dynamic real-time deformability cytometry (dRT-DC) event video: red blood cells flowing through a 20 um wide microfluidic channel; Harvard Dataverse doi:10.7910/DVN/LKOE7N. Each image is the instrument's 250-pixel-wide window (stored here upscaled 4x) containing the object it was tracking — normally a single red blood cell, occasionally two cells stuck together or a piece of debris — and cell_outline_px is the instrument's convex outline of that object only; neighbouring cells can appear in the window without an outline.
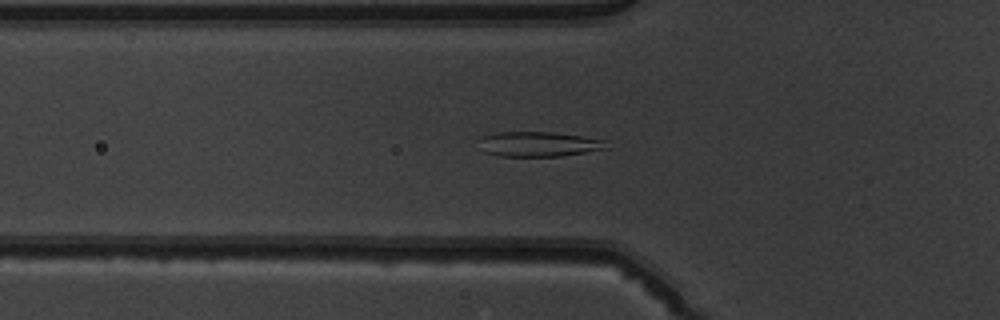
{"species": "common noctule bat (a hibernating species)", "species_latin": "Nyctalus noctula", "temperature_condition": "warm", "stored_images_in_passage": 34, "camera_frame_rate_fps": 3000, "um_per_image_px": 0.085, "animal": {"sex": "male", "body_mass_g": 19.5, "forearm_length_mm": 54.6}, "frame": {"image": 1, "passage_image": 6, "time_ms": 1.667, "image_size_px": [1000, 320], "cell_outline_px": [[612, 148], [560, 156], [500, 156], [484, 152], [480, 140], [480, 136], [496, 132], [552, 132], [580, 136], [604, 140]], "centroid_in_image_um": [45.81, 12.25], "position_along_channel_um": 80.0, "area_um2": 18.5}}
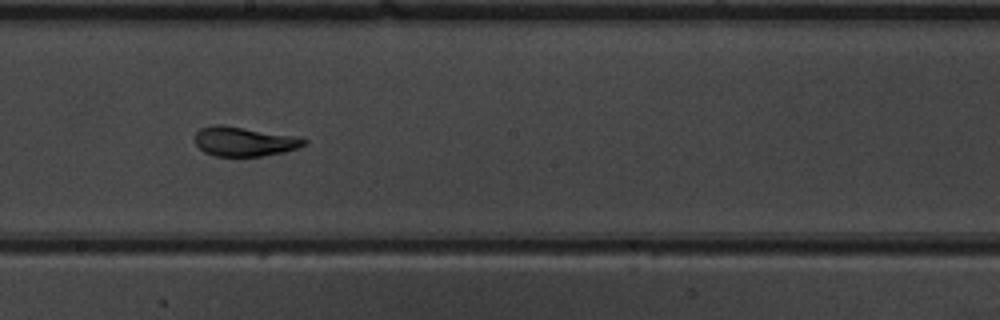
{"frame": {"image": 2, "passage_image": 17, "time_ms": 5.333, "image_size_px": [1000, 320], "cell_outline_px": [[308, 144], [284, 152], [264, 156], [216, 156], [204, 152], [196, 144], [196, 132], [200, 128], [212, 124], [220, 124], [304, 136], [308, 140]], "centroid_in_image_um": [20.84, 12.01], "position_along_channel_um": 227.4, "area_um2": 19.19}}
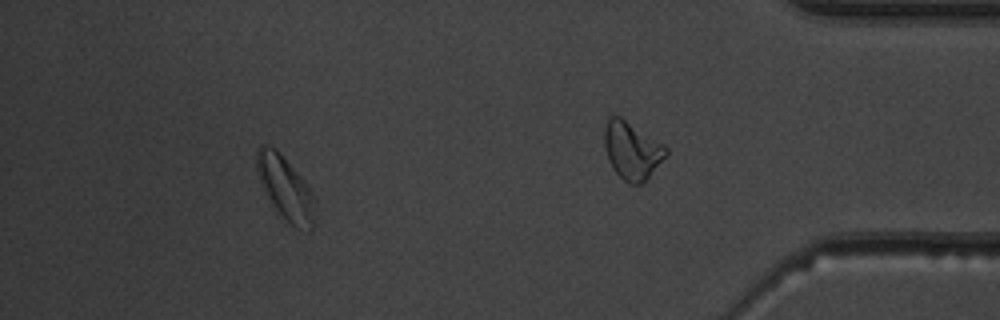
{"frame": {"image": 3, "passage_image": 29, "time_ms": 9.333, "image_size_px": [1000, 320], "cell_outline_px": [[316, 224], [308, 232], [284, 224], [272, 208], [264, 192], [256, 172], [256, 152], [260, 144], [264, 144], [276, 148], [280, 152], [304, 180], [312, 192], [316, 200]], "centroid_in_image_um": [24.27, 16.09], "position_along_channel_um": 410.9, "area_um2": 22.89}, "authors_computed_cell_mechanics": {"area_um2": 19.1029, "velocity_mm_per_s": 4.0125, "shape_relaxation_time_tau1_ms": 7.0718, "shape_relaxation_time_tau2_ms": 0.7016, "deformation_change_tau1": 0.2206, "deformation_change_tau2": 0.0474}}